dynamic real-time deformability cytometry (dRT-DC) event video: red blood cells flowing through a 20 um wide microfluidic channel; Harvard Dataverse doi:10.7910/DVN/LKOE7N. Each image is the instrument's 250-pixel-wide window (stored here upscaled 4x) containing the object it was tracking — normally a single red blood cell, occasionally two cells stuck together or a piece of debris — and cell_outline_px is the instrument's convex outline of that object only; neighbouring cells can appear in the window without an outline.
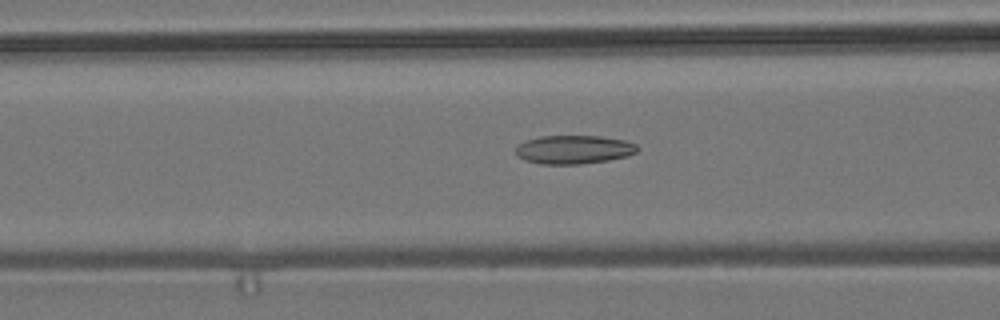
{"species": "common noctule bat (a hibernating species)", "species_latin": "Nyctalus noctula", "temperature_condition": "room temperature", "stored_images_in_passage": 49, "camera_frame_rate_fps": 3000, "um_per_image_px": 0.085, "animal": {"sex": "male", "body_mass_g": 19.2, "forearm_length_mm": 51.8}, "frame": {"image": 1, "passage_image": 21, "time_ms": 6.667, "image_size_px": [1000, 320], "cell_outline_px": [[640, 148], [636, 152], [628, 156], [608, 160], [580, 164], [540, 164], [524, 160], [516, 156], [516, 148], [524, 140], [540, 136], [600, 136], [624, 140], [636, 144]], "centroid_in_image_um": [48.76, 12.71], "position_along_channel_um": 117.8, "area_um2": 20.4}}
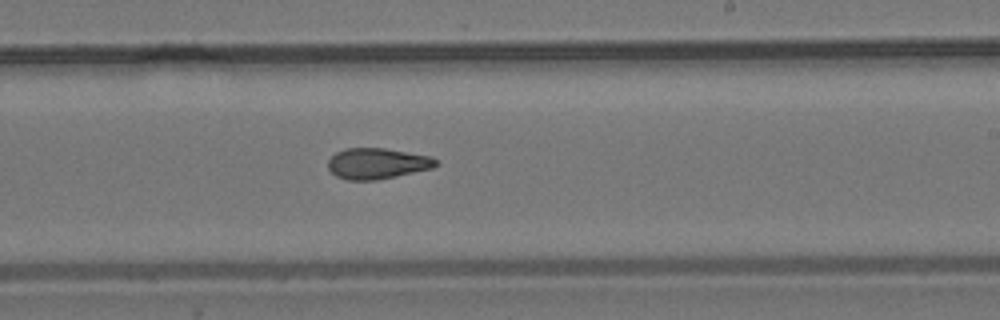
{"frame": {"image": 2, "passage_image": 32, "time_ms": 10.333, "image_size_px": [1000, 320], "cell_outline_px": [[440, 164], [432, 168], [396, 176], [376, 180], [348, 180], [336, 176], [328, 168], [328, 160], [336, 152], [344, 148], [384, 148], [432, 156]], "centroid_in_image_um": [32.06, 13.89], "position_along_channel_um": 256.9, "area_um2": 19.42}}
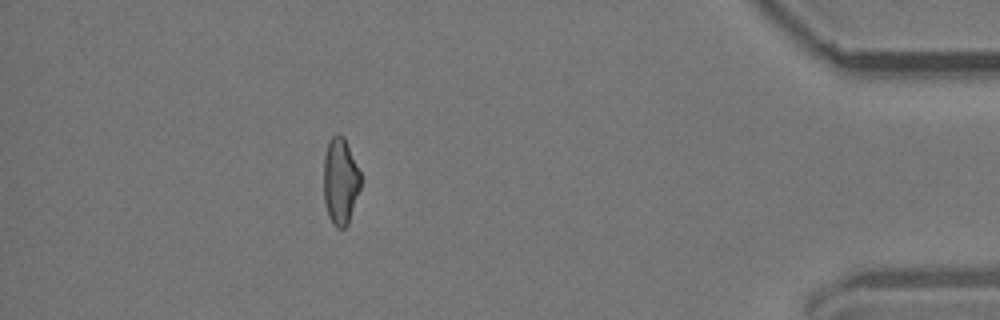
{"frame": {"image": 3, "passage_image": 48, "time_ms": 15.667, "image_size_px": [1000, 320], "cell_outline_px": [[360, 188], [348, 224], [344, 228], [336, 228], [332, 224], [328, 216], [324, 200], [324, 156], [328, 144], [332, 136], [336, 132], [340, 132], [344, 136], [360, 172]], "centroid_in_image_um": [28.92, 15.39], "position_along_channel_um": 406.3, "area_um2": 18.73}}